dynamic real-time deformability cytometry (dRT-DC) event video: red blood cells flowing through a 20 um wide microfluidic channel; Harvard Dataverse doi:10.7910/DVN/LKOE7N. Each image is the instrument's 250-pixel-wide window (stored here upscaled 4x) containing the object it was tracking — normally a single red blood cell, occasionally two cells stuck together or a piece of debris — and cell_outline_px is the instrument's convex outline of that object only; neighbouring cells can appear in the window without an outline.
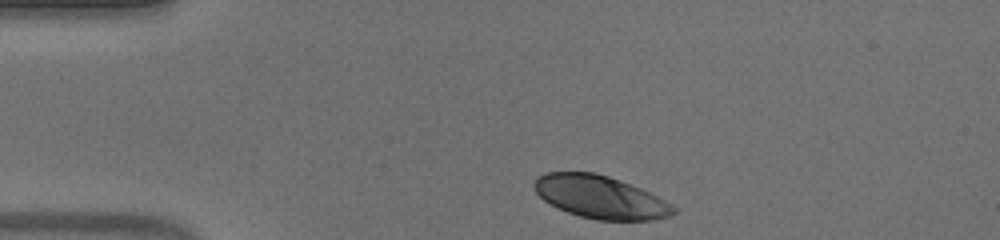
{"species": "human", "species_latin": "Homo sapiens", "temperature_condition": "warm", "stored_images_in_passage": 36, "camera_frame_rate_fps": 3000, "um_per_image_px": 0.085, "donor": {"sex": "male"}, "frame": {"image": 1, "passage_image": 1, "time_ms": 0.0, "image_size_px": [1000, 240], "cell_outline_px": [[676, 212], [668, 216], [652, 220], [596, 220], [580, 216], [568, 212], [544, 200], [536, 192], [532, 184], [536, 176], [548, 172], [596, 172], [608, 176], [640, 188], [664, 200], [676, 208]], "centroid_in_image_um": [50.99, 16.74], "position_along_channel_um": 34.0, "area_um2": 34.39}}
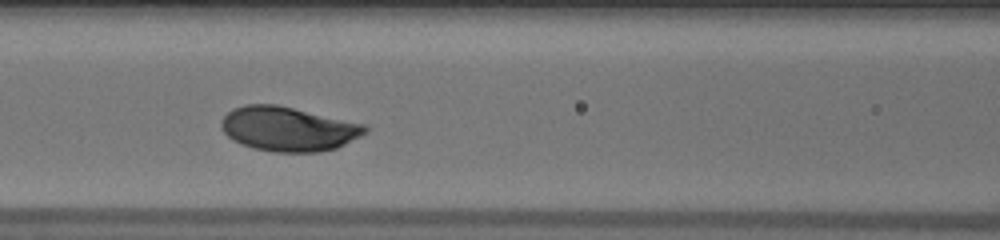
{"frame": {"image": 2, "passage_image": 13, "time_ms": 4.0, "image_size_px": [1000, 240], "cell_outline_px": [[368, 132], [336, 148], [320, 152], [272, 152], [252, 148], [240, 144], [232, 140], [224, 132], [220, 124], [220, 120], [232, 108], [244, 104], [276, 104], [368, 124]], "centroid_in_image_um": [24.5, 10.95], "position_along_channel_um": 142.1, "area_um2": 37.63}}
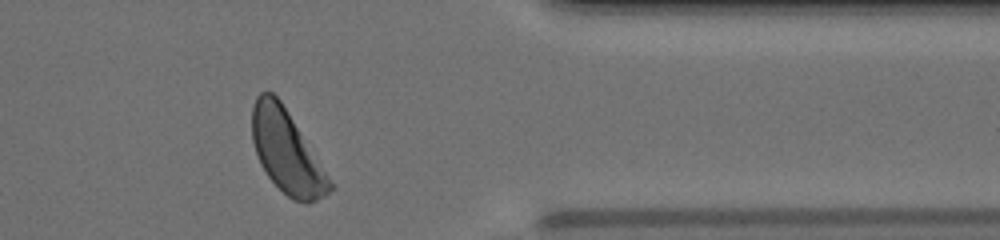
{"frame": {"image": 3, "passage_image": 33, "time_ms": 10.667, "image_size_px": [1000, 240], "cell_outline_px": [[332, 188], [324, 196], [308, 204], [304, 204], [292, 200], [268, 176], [260, 164], [252, 140], [252, 108], [256, 96], [260, 92], [272, 92], [280, 100], [288, 112], [332, 184]], "centroid_in_image_um": [24.32, 12.9], "position_along_channel_um": 387.1, "area_um2": 36.47}, "authors_computed_cell_mechanics": {"area_um2": 36.3851, "velocity_mm_per_s": 3.9017, "shape_relaxation_time_tau1_ms": 1.7112, "shape_relaxation_time_tau2_ms": null, "deformation_change_tau1": 0.1283, "deformation_change_tau2": null}}